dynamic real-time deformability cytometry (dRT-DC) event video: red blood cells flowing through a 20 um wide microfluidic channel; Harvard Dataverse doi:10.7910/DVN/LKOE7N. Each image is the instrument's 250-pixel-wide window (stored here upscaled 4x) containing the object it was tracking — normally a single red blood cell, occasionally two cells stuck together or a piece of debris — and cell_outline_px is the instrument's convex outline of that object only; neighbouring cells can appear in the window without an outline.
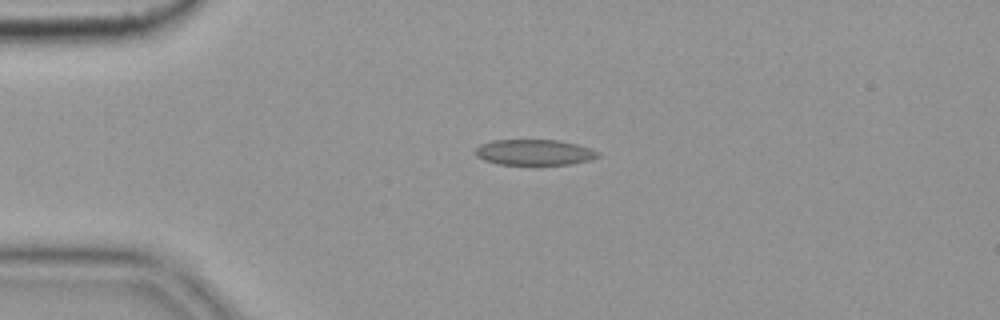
{"species": "common noctule bat (a hibernating species)", "species_latin": "Nyctalus noctula", "temperature_condition": "cold", "stored_images_in_passage": 43, "camera_frame_rate_fps": 3000, "um_per_image_px": 0.085, "animal": {"sex": "female", "body_mass_g": 19.9}, "frame": {"image": 1, "passage_image": 1, "time_ms": 0.0, "image_size_px": [1000, 320], "cell_outline_px": [[600, 156], [588, 160], [572, 164], [496, 164], [484, 160], [476, 156], [476, 148], [480, 144], [492, 140], [560, 140], [576, 144], [600, 152]], "centroid_in_image_um": [45.4, 12.94], "position_along_channel_um": 39.6, "area_um2": 18.26}}
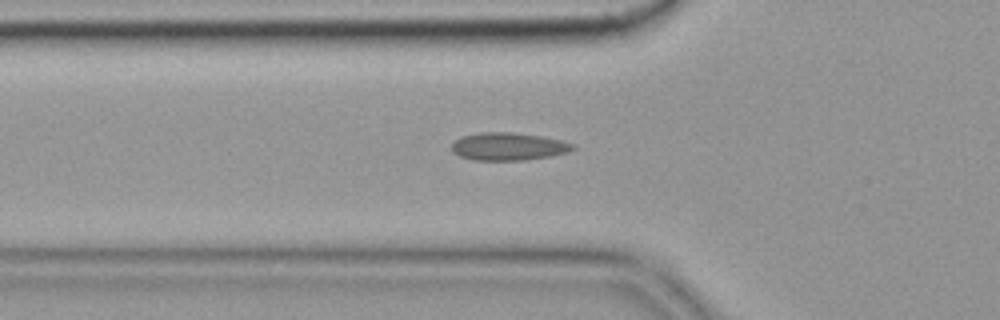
{"frame": {"image": 2, "passage_image": 7, "time_ms": 2.0, "image_size_px": [1000, 320], "cell_outline_px": [[576, 148], [568, 152], [552, 156], [524, 160], [472, 160], [460, 156], [452, 152], [452, 144], [460, 136], [480, 132], [512, 132], [540, 136], [560, 140], [572, 144]], "centroid_in_image_um": [43.18, 12.45], "position_along_channel_um": 82.6, "area_um2": 19.59}}
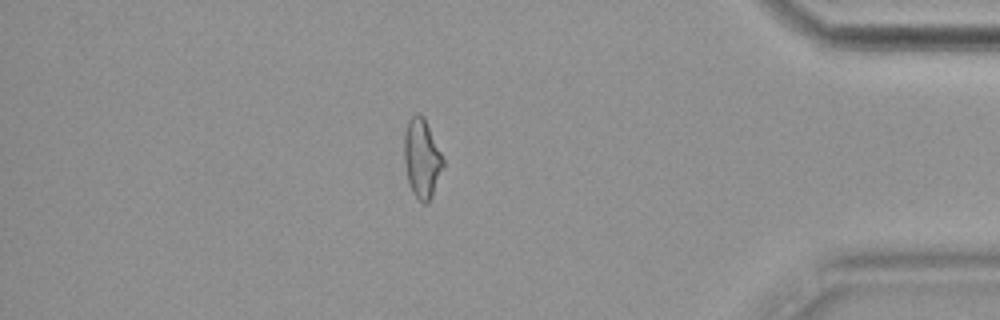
{"frame": {"image": 3, "passage_image": 36, "time_ms": 11.667, "image_size_px": [1000, 320], "cell_outline_px": [[444, 164], [432, 196], [428, 204], [424, 204], [412, 192], [408, 180], [404, 164], [404, 136], [408, 120], [416, 112], [420, 112], [424, 116], [444, 160]], "centroid_in_image_um": [35.85, 13.44], "position_along_channel_um": 399.4, "area_um2": 17.92}, "authors_computed_cell_mechanics": {"area_um2": 18.207, "velocity_mm_per_s": 3.6325, "shape_relaxation_time_tau1_ms": null, "shape_relaxation_time_tau2_ms": 2.1973, "deformation_change_tau1": null, "deformation_change_tau2": 0.0605}}